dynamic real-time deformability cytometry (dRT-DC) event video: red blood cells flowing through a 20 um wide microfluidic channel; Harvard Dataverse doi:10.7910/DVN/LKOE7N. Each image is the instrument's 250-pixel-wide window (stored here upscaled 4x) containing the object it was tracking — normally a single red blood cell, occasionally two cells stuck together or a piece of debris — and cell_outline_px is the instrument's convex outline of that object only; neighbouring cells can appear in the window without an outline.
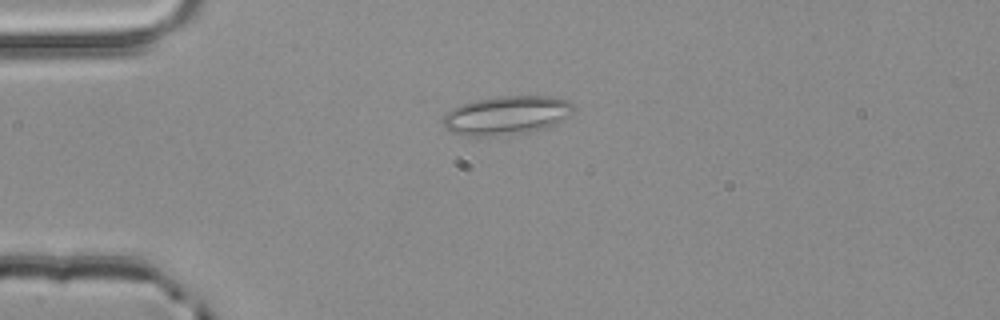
{"species": "common noctule bat (a hibernating species)", "species_latin": "Nyctalus noctula", "temperature_condition": "room temperature", "stored_images_in_passage": 1, "camera_frame_rate_fps": 3000, "um_per_image_px": 0.085, "animal": {"sex": "male", "body_mass_g": 20.4}, "frame": {"image": 1, "passage_image": 1, "time_ms": 0.0, "image_size_px": [1000, 320], "cell_outline_px": [[576, 108], [568, 116], [544, 128], [512, 132], [476, 136], [460, 136], [444, 128], [444, 116], [452, 108], [460, 104], [476, 100], [500, 96], [552, 96], [568, 100]], "centroid_in_image_um": [43.03, 9.76], "position_along_channel_um": 42.0, "area_um2": 28.73}}